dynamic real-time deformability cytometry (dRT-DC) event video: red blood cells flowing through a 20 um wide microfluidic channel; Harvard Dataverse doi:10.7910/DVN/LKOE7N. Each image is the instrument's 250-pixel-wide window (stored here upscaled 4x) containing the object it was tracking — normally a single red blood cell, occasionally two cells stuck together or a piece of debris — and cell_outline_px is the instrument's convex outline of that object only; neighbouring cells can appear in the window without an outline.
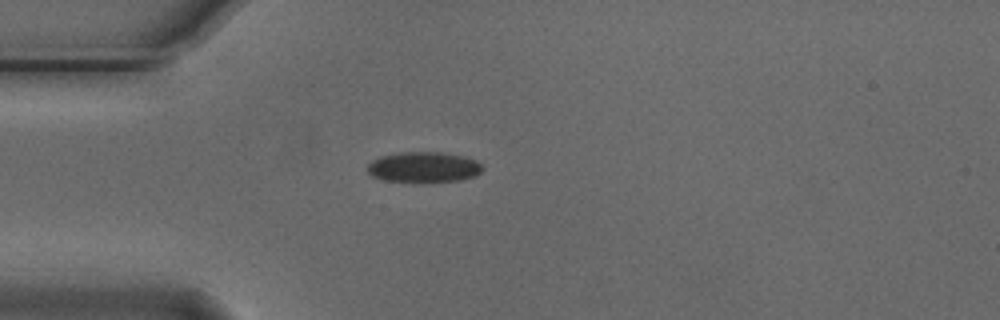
{"species": "Egyptian fruit bat (a non-hibernating species)", "species_latin": "Rousettus aegyptiacus", "temperature_condition": "cold", "stored_images_in_passage": 5, "camera_frame_rate_fps": 3000, "um_per_image_px": 0.085, "animal": {"sex": "male"}, "frame": {"image": 1, "passage_image": 5, "time_ms": 1.333, "image_size_px": [1000, 320], "cell_outline_px": [[484, 168], [476, 176], [460, 180], [384, 180], [372, 176], [368, 172], [368, 164], [372, 160], [380, 156], [400, 152], [444, 152], [476, 160]], "centroid_in_image_um": [36.01, 14.17], "position_along_channel_um": 49.0, "area_um2": 19.88}}